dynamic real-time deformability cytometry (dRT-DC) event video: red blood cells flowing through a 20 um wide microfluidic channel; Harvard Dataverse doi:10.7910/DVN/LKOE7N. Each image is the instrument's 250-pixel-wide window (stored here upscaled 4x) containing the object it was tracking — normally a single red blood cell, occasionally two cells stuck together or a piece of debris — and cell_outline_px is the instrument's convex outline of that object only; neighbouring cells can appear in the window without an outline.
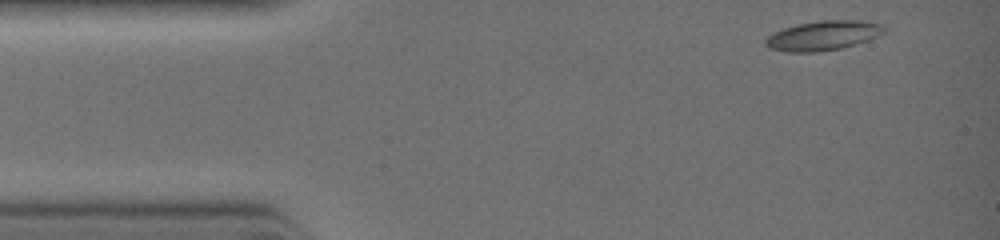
{"species": "common noctule bat (a hibernating species)", "species_latin": "Nyctalus noctula", "temperature_condition": "warm", "stored_images_in_passage": 4, "camera_frame_rate_fps": 3000, "um_per_image_px": 0.085, "animal": {"sex": "female", "body_mass_g": 19.0, "forearm_length_mm": 51.5}, "frame": {"image": 1, "passage_image": 1, "time_ms": 0.0, "image_size_px": [1000, 240], "cell_outline_px": [[888, 32], [880, 36], [856, 44], [840, 48], [816, 52], [788, 52], [768, 48], [764, 44], [764, 40], [772, 32], [796, 24], [820, 20], [860, 20], [880, 24], [888, 28]], "centroid_in_image_um": [69.99, 3.02], "position_along_channel_um": 15.0, "area_um2": 20.75}}